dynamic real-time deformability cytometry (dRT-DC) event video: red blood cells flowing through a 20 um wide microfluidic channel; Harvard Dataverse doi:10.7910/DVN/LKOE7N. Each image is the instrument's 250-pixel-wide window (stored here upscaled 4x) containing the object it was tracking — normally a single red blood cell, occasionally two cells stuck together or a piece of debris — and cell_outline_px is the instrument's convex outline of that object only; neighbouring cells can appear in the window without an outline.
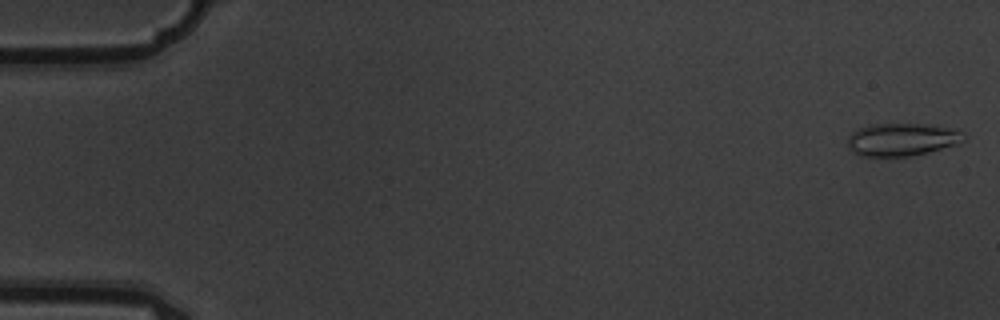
{"species": "common noctule bat (a hibernating species)", "species_latin": "Nyctalus noctula", "temperature_condition": "warm", "stored_images_in_passage": 5, "camera_frame_rate_fps": 3000, "um_per_image_px": 0.085, "animal": {"sex": "male", "body_mass_g": 19.5, "forearm_length_mm": 54.6}, "frame": {"image": 1, "passage_image": 1, "time_ms": 0.0, "image_size_px": [1000, 320], "cell_outline_px": [[968, 136], [964, 140], [956, 144], [928, 152], [908, 156], [860, 156], [848, 148], [848, 136], [852, 132], [860, 128], [872, 124], [936, 124], [964, 132]], "centroid_in_image_um": [76.69, 11.84], "position_along_channel_um": 8.3, "area_um2": 22.25}}
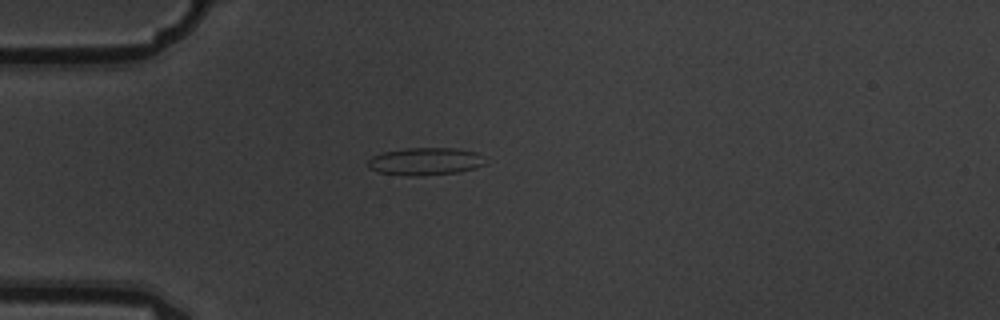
{"frame": {"image": 2, "passage_image": 5, "time_ms": 1.333, "image_size_px": [1000, 320], "cell_outline_px": [[484, 164], [476, 168], [460, 172], [424, 176], [408, 176], [380, 172], [368, 168], [368, 160], [372, 156], [384, 152], [408, 148], [456, 148], [476, 152]], "centroid_in_image_um": [36.11, 13.73], "position_along_channel_um": 48.9, "area_um2": 18.73}}